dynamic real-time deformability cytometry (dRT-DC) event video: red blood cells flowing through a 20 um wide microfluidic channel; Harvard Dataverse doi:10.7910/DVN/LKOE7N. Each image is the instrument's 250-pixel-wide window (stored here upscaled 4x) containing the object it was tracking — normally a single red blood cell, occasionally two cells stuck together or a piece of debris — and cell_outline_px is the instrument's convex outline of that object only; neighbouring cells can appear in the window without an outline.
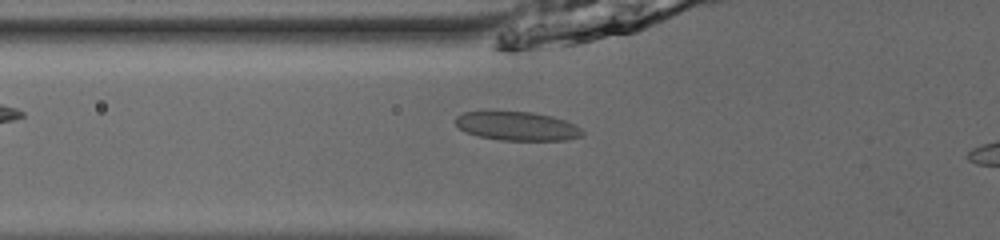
{"species": "common noctule bat (a hibernating species)", "species_latin": "Nyctalus noctula", "temperature_condition": "room temperature", "stored_images_in_passage": 31, "camera_frame_rate_fps": 3000, "um_per_image_px": 0.085, "animal": {"sex": "male", "body_mass_g": 13.0, "forearm_length_mm": 53.1}, "frame": {"image": 1, "passage_image": 3, "time_ms": 0.667, "image_size_px": [1000, 240], "cell_outline_px": [[584, 136], [568, 140], [500, 140], [480, 136], [464, 132], [456, 124], [456, 116], [464, 112], [532, 112], [552, 116], [564, 120], [580, 128], [584, 132]], "centroid_in_image_um": [43.98, 10.73], "position_along_channel_um": 81.8, "area_um2": 21.15}}
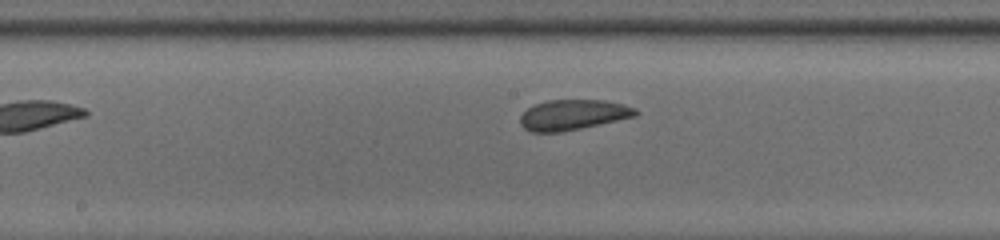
{"frame": {"image": 2, "passage_image": 12, "time_ms": 3.667, "image_size_px": [1000, 240], "cell_outline_px": [[640, 112], [636, 116], [600, 124], [560, 132], [532, 132], [524, 128], [520, 124], [520, 116], [528, 108], [536, 104], [548, 100], [604, 100], [624, 104], [636, 108]], "centroid_in_image_um": [48.73, 9.75], "position_along_channel_um": 199.5, "area_um2": 20.35}}
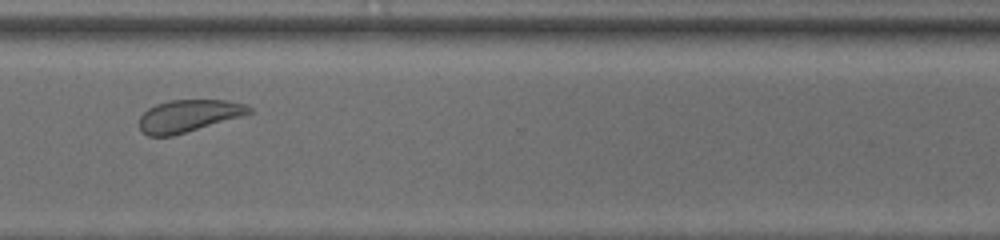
{"frame": {"image": 3, "passage_image": 24, "time_ms": 7.667, "image_size_px": [1000, 240], "cell_outline_px": [[252, 112], [240, 116], [172, 136], [148, 136], [140, 132], [140, 116], [148, 108], [156, 104], [168, 100], [224, 100], [244, 104], [252, 108]], "centroid_in_image_um": [15.96, 9.84], "position_along_channel_um": 354.6, "area_um2": 20.35}}